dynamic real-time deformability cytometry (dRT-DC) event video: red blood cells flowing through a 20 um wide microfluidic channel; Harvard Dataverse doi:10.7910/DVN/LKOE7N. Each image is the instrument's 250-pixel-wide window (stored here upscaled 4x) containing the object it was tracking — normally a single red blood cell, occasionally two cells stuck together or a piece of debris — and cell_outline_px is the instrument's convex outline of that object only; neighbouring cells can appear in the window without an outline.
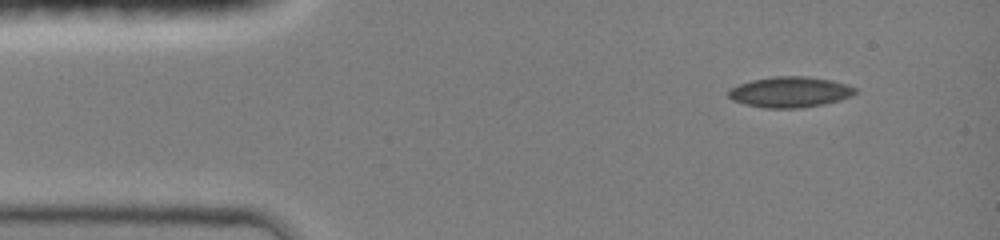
{"species": "common noctule bat (a hibernating species)", "species_latin": "Nyctalus noctula", "temperature_condition": "room temperature", "stored_images_in_passage": 6, "camera_frame_rate_fps": 3000, "um_per_image_px": 0.085, "animal": {"sex": "female", "body_mass_g": 19.0, "forearm_length_mm": 51.5}, "frame": {"image": 1, "passage_image": 1, "time_ms": 0.0, "image_size_px": [1000, 240], "cell_outline_px": [[856, 92], [852, 96], [840, 100], [824, 104], [800, 108], [764, 108], [744, 104], [732, 100], [728, 96], [728, 88], [752, 80], [772, 76], [808, 76], [832, 80], [856, 88]], "centroid_in_image_um": [67.13, 7.82], "position_along_channel_um": 17.9, "area_um2": 22.77}}
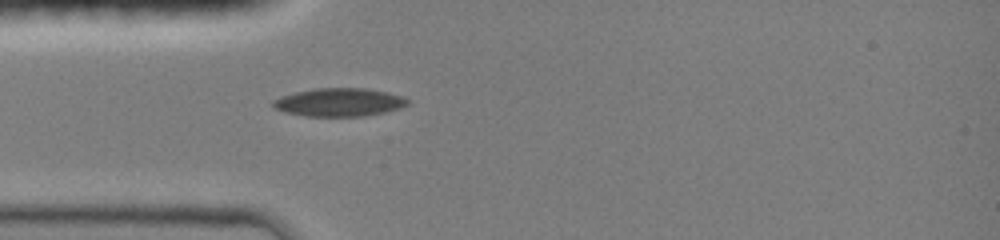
{"frame": {"image": 2, "passage_image": 6, "time_ms": 2.667, "image_size_px": [1000, 240], "cell_outline_px": [[408, 104], [400, 108], [384, 112], [360, 116], [304, 116], [288, 112], [276, 108], [272, 104], [272, 100], [280, 96], [296, 92], [316, 88], [364, 88], [404, 96], [408, 100]], "centroid_in_image_um": [28.83, 8.68], "position_along_channel_um": 56.2, "area_um2": 21.85}}